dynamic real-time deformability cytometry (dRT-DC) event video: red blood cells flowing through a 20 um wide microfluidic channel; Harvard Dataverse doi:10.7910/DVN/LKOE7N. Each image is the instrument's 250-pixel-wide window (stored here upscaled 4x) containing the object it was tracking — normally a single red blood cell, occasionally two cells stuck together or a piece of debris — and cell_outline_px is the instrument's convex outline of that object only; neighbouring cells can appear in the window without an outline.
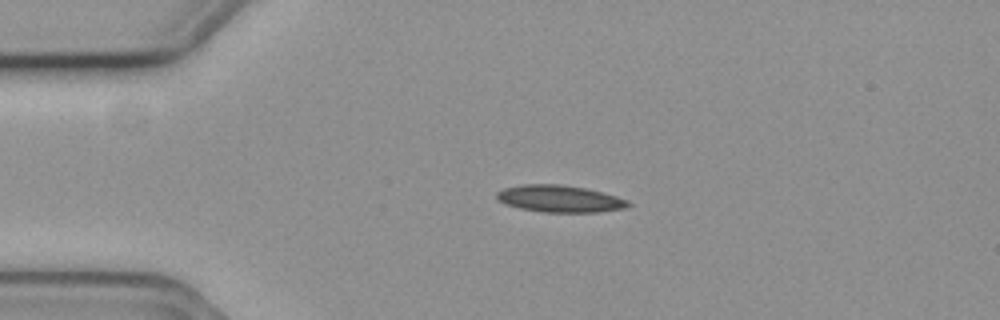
{"species": "common noctule bat (a hibernating species)", "species_latin": "Nyctalus noctula", "temperature_condition": "cold", "stored_images_in_passage": 44, "camera_frame_rate_fps": 3000, "um_per_image_px": 0.085, "animal": {"sex": "female", "body_mass_g": 19.3, "forearm_length_mm": 54.1}, "frame": {"image": 1, "passage_image": 1, "time_ms": 0.0, "image_size_px": [1000, 320], "cell_outline_px": [[632, 204], [624, 208], [600, 212], [544, 212], [520, 208], [504, 204], [496, 200], [496, 192], [504, 188], [524, 184], [560, 184], [584, 188], [616, 196], [628, 200]], "centroid_in_image_um": [47.54, 16.89], "position_along_channel_um": 37.5, "area_um2": 20.63}}
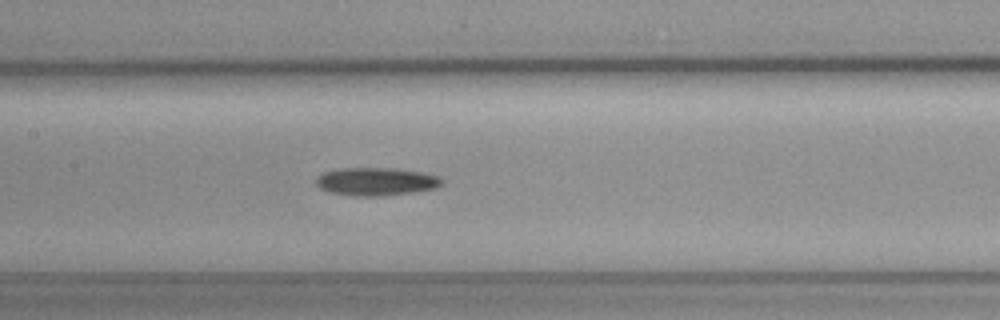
{"frame": {"image": 2, "passage_image": 15, "time_ms": 4.667, "image_size_px": [1000, 320], "cell_outline_px": [[444, 184], [436, 188], [384, 196], [352, 196], [328, 192], [320, 188], [316, 184], [316, 180], [324, 172], [340, 168], [396, 168], [424, 172], [440, 176], [444, 180]], "centroid_in_image_um": [32.02, 15.43], "position_along_channel_um": 175.4, "area_um2": 20.75}}
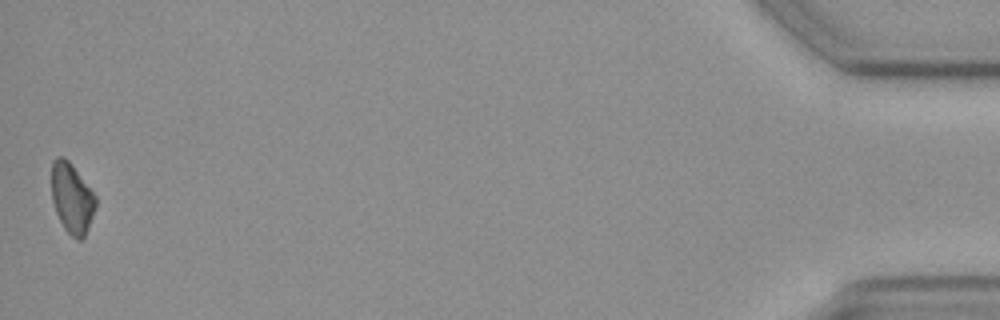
{"frame": {"image": 3, "passage_image": 44, "time_ms": 14.333, "image_size_px": [1000, 320], "cell_outline_px": [[96, 204], [88, 228], [84, 236], [80, 240], [76, 240], [64, 228], [56, 212], [52, 200], [52, 160], [56, 156], [64, 156], [72, 164], [96, 196]], "centroid_in_image_um": [6.1, 16.82], "position_along_channel_um": 429.1, "area_um2": 17.92}, "authors_computed_cell_mechanics": {"area_um2": 19.5942, "velocity_mm_per_s": 3.6854, "shape_relaxation_time_tau1_ms": 5.3868, "shape_relaxation_time_tau2_ms": null, "deformation_change_tau1": 0.1134, "deformation_change_tau2": null}}